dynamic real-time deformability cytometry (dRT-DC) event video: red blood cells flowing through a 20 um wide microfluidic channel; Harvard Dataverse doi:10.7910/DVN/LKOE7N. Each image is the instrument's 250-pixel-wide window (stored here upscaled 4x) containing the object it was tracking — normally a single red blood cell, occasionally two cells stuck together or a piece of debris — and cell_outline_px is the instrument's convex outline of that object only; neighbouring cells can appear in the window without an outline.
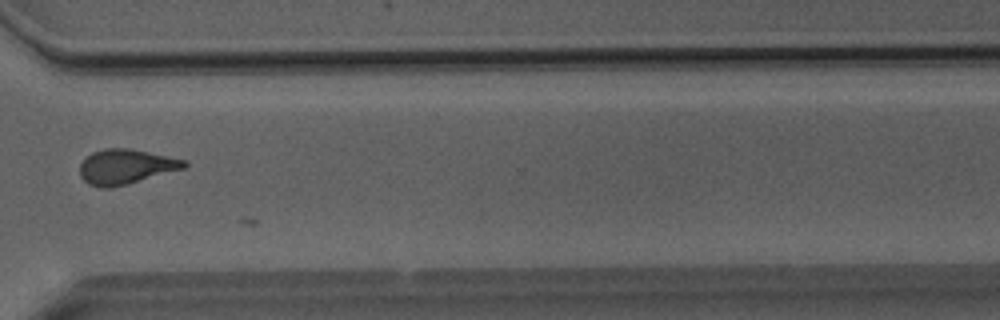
{"species": "Egyptian fruit bat (a non-hibernating species)", "species_latin": "Rousettus aegyptiacus", "temperature_condition": "room temperature", "stored_images_in_passage": 46, "camera_frame_rate_fps": 3000, "um_per_image_px": 0.085, "animal": {"sex": "male"}, "frame": {"image": 1, "passage_image": 37, "time_ms": 12.0, "image_size_px": [1000, 320], "cell_outline_px": [[188, 164], [184, 168], [128, 184], [108, 188], [100, 188], [88, 184], [80, 176], [80, 164], [92, 152], [104, 148], [128, 148], [188, 160]], "centroid_in_image_um": [10.69, 14.17], "position_along_channel_um": 359.9, "area_um2": 21.15}}
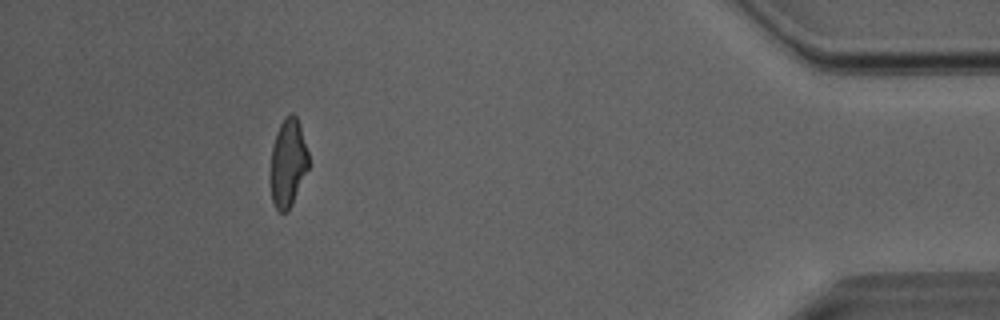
{"frame": {"image": 2, "passage_image": 45, "time_ms": 14.667, "image_size_px": [1000, 320], "cell_outline_px": [[308, 168], [292, 204], [284, 212], [280, 212], [276, 208], [272, 200], [272, 144], [276, 132], [284, 116], [292, 112], [296, 116], [300, 124], [308, 152]], "centroid_in_image_um": [24.49, 13.77], "position_along_channel_um": 410.7, "area_um2": 19.13}}